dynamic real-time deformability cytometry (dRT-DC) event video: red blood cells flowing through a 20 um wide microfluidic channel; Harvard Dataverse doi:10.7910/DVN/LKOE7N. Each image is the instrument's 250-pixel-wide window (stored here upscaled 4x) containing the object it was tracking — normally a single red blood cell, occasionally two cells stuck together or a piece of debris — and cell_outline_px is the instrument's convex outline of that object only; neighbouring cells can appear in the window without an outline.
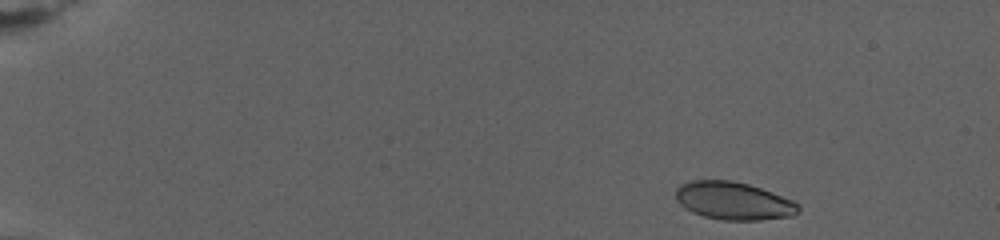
{"species": "human", "species_latin": "Homo sapiens", "temperature_condition": "warm", "stored_images_in_passage": 40, "camera_frame_rate_fps": 3000, "um_per_image_px": 0.085, "donor": {"sex": "female"}, "frame": {"image": 1, "passage_image": 2, "time_ms": 1.0, "image_size_px": [1000, 240], "cell_outline_px": [[800, 208], [792, 216], [760, 220], [724, 220], [704, 216], [692, 212], [684, 208], [676, 200], [676, 188], [680, 184], [692, 180], [728, 180], [748, 184], [760, 188], [792, 200], [800, 204]], "centroid_in_image_um": [62.32, 17.07], "position_along_channel_um": 22.7, "area_um2": 26.93}}
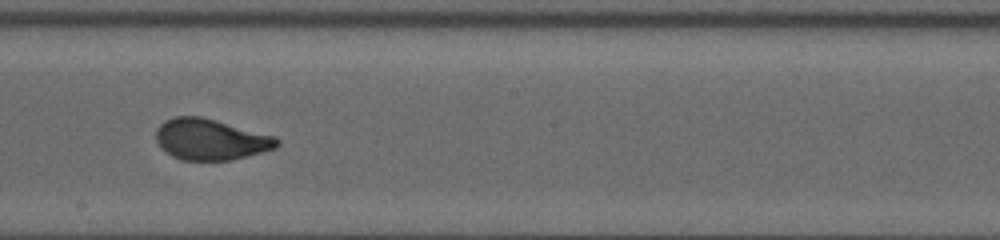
{"frame": {"image": 2, "passage_image": 23, "time_ms": 13.667, "image_size_px": [1000, 240], "cell_outline_px": [[280, 144], [276, 148], [248, 156], [232, 160], [180, 160], [172, 156], [156, 140], [156, 132], [160, 124], [164, 120], [176, 116], [200, 116], [216, 120], [276, 136], [280, 140]], "centroid_in_image_um": [17.94, 11.85], "position_along_channel_um": 230.3, "area_um2": 28.9}}
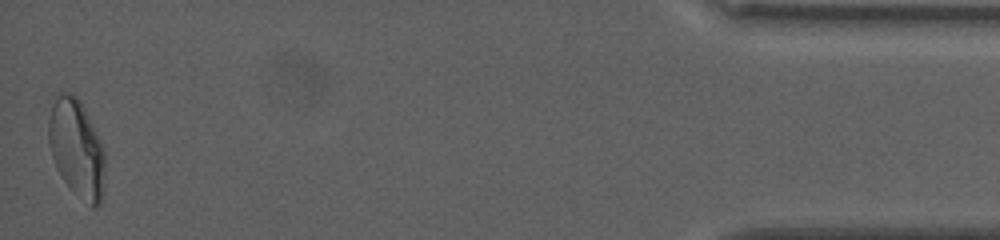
{"frame": {"image": 3, "passage_image": 40, "time_ms": 24.0, "image_size_px": [1000, 240], "cell_outline_px": [[104, 192], [100, 204], [96, 208], [92, 208], [64, 180], [56, 168], [52, 156], [48, 140], [48, 120], [52, 104], [56, 92], [60, 88], [72, 92], [80, 100], [104, 148]], "centroid_in_image_um": [6.5, 12.54], "position_along_channel_um": 428.7, "area_um2": 32.43}, "authors_computed_cell_mechanics": {"area_um2": 28.4954, "velocity_mm_per_s": 2.6591, "shape_relaxation_time_tau1_ms": 8.7213, "shape_relaxation_time_tau2_ms": null, "deformation_change_tau1": 0.2321, "deformation_change_tau2": null}}